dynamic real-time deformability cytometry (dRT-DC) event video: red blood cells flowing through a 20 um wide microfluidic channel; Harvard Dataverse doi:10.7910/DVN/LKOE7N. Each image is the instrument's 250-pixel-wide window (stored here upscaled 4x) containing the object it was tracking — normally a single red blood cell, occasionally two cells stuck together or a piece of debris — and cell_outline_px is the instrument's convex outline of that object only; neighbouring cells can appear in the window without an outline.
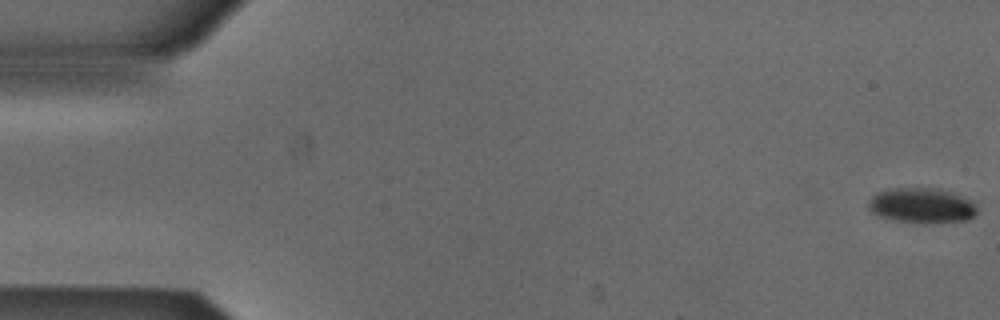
{"species": "Egyptian fruit bat (a non-hibernating species)", "species_latin": "Rousettus aegyptiacus", "temperature_condition": "cold", "stored_images_in_passage": 14, "camera_frame_rate_fps": 3000, "um_per_image_px": 0.085, "animal": {"sex": "male"}, "frame": {"image": 1, "passage_image": 1, "time_ms": 0.0, "image_size_px": [1000, 320], "cell_outline_px": [[976, 216], [968, 220], [924, 224], [896, 220], [880, 216], [872, 212], [868, 208], [868, 200], [872, 196], [888, 188], [940, 188], [952, 192], [972, 200], [976, 204]], "centroid_in_image_um": [78.38, 17.47], "position_along_channel_um": 6.6, "area_um2": 22.54}}